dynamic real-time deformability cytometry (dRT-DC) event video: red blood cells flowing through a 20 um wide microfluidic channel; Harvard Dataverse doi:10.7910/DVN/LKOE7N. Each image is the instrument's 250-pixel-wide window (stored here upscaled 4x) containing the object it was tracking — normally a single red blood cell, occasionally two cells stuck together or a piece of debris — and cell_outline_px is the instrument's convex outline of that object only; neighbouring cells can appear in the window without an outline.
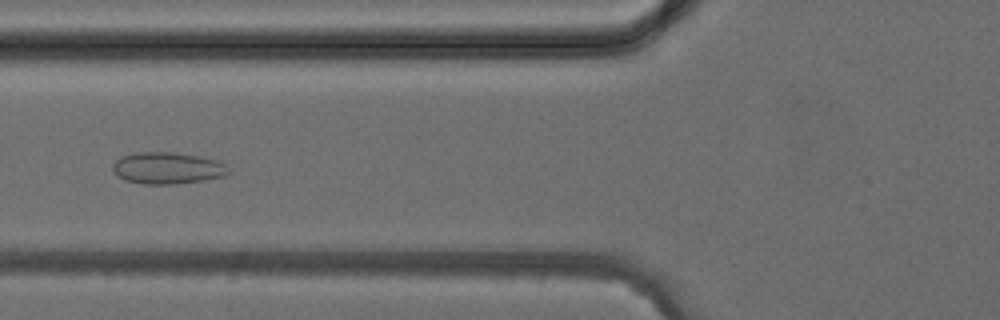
{"species": "common noctule bat (a hibernating species)", "species_latin": "Nyctalus noctula", "temperature_condition": "cold", "stored_images_in_passage": 3, "camera_frame_rate_fps": 3000, "um_per_image_px": 0.085, "animal": {"sex": "female", "body_mass_g": 24.6, "forearm_length_mm": 56.2}, "frame": {"image": 1, "passage_image": 3, "time_ms": 3.0, "image_size_px": [1000, 320], "cell_outline_px": [[232, 172], [224, 176], [204, 180], [176, 184], [144, 184], [124, 180], [116, 176], [112, 168], [112, 164], [120, 156], [136, 152], [172, 152], [200, 156], [216, 160], [228, 164]], "centroid_in_image_um": [14.25, 14.28], "position_along_channel_um": 111.6, "area_um2": 21.79}}